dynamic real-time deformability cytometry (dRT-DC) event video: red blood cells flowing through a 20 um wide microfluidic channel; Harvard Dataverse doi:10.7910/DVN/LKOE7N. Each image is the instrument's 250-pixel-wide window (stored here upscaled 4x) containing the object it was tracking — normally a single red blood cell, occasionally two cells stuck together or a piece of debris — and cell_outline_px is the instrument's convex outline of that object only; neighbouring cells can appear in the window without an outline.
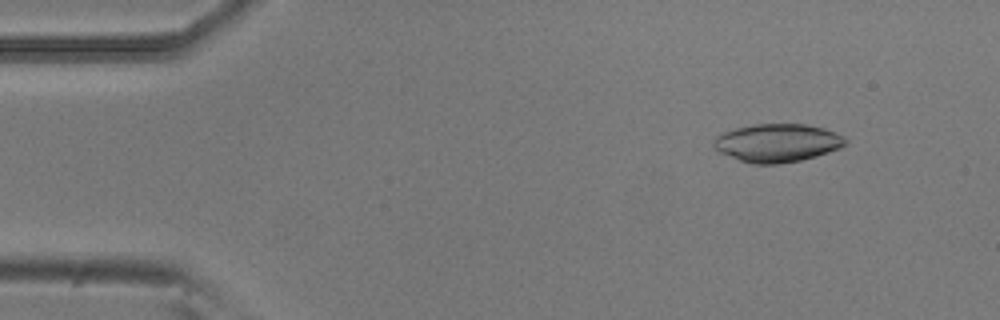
{"species": "common noctule bat (a hibernating species)", "species_latin": "Nyctalus noctula", "temperature_condition": "room temperature", "stored_images_in_passage": 5, "camera_frame_rate_fps": 3000, "um_per_image_px": 0.085, "animal": {"sex": "male", "body_mass_g": 20.5, "forearm_length_mm": 52.5}, "frame": {"image": 1, "passage_image": 2, "time_ms": 0.333, "image_size_px": [1000, 320], "cell_outline_px": [[848, 144], [840, 148], [816, 156], [800, 160], [780, 164], [752, 164], [740, 160], [720, 152], [712, 144], [716, 136], [724, 132], [736, 128], [756, 124], [808, 124], [824, 128], [844, 136], [848, 140]], "centroid_in_image_um": [66.11, 12.14], "position_along_channel_um": 18.9, "area_um2": 29.3}}
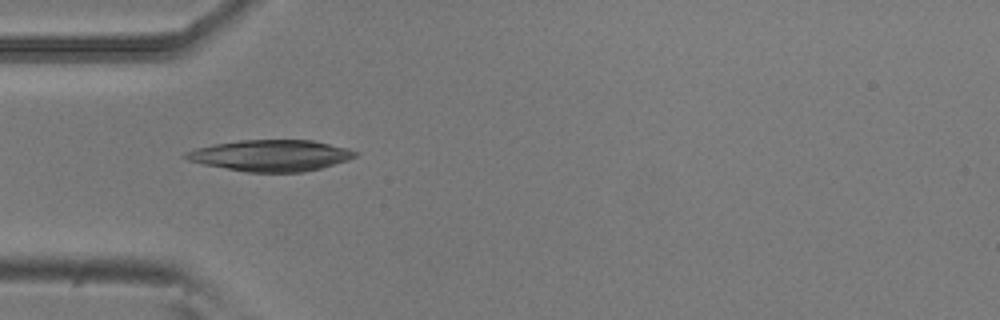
{"frame": {"image": 2, "passage_image": 4, "time_ms": 1.0, "image_size_px": [1000, 320], "cell_outline_px": [[360, 152], [356, 156], [348, 160], [320, 168], [304, 172], [248, 172], [204, 164], [188, 160], [180, 156], [184, 152], [196, 148], [212, 144], [240, 140], [312, 140], [348, 148]], "centroid_in_image_um": [23.01, 13.21], "position_along_channel_um": 62.0, "area_um2": 30.92}}
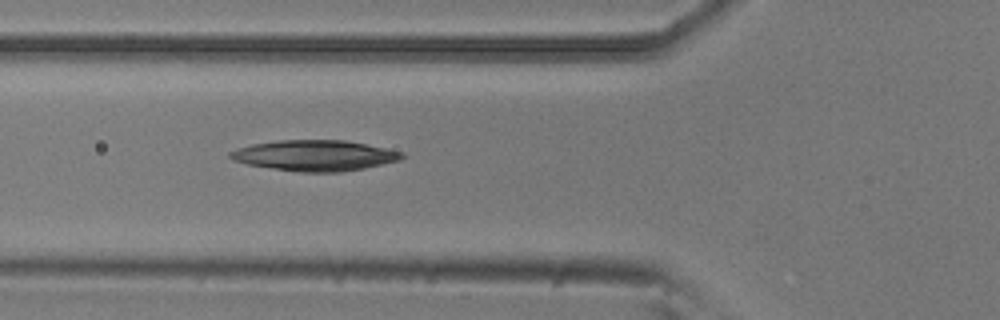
{"frame": {"image": 3, "passage_image": 5, "time_ms": 1.333, "image_size_px": [1000, 320], "cell_outline_px": [[408, 156], [400, 160], [364, 168], [340, 172], [300, 172], [272, 168], [248, 164], [232, 160], [228, 156], [228, 152], [252, 144], [280, 140], [344, 140], [404, 152]], "centroid_in_image_um": [26.77, 13.22], "position_along_channel_um": 99.0, "area_um2": 30.58}}